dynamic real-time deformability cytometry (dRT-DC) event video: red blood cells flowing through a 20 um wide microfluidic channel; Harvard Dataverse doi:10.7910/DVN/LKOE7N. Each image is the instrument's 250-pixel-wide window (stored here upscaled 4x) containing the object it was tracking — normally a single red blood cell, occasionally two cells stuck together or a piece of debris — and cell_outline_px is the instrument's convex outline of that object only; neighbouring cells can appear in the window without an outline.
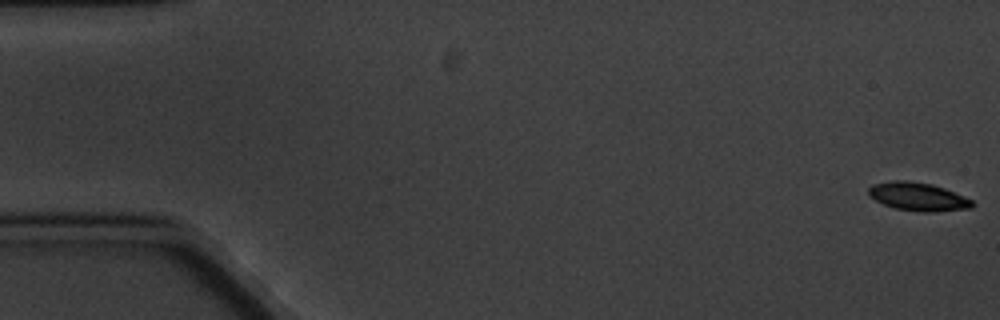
{"species": "common noctule bat (a hibernating species)", "species_latin": "Nyctalus noctula", "temperature_condition": "cold", "stored_images_in_passage": 7, "segment_of_instrument_passage": [1, 2], "camera_frame_rate_fps": 3000, "um_per_image_px": 0.085, "animal": {"sex": "male", "body_mass_g": 20.1, "forearm_length_mm": 53.5}, "frame": {"image": 1, "passage_image": 1, "time_ms": 0.0, "image_size_px": [1000, 320], "cell_outline_px": [[976, 204], [972, 208], [932, 212], [924, 212], [896, 208], [884, 204], [868, 196], [868, 188], [872, 184], [892, 180], [908, 180], [932, 184], [944, 188], [964, 196], [972, 200]], "centroid_in_image_um": [78.03, 16.7], "position_along_channel_um": 7.0, "area_um2": 17.17}}
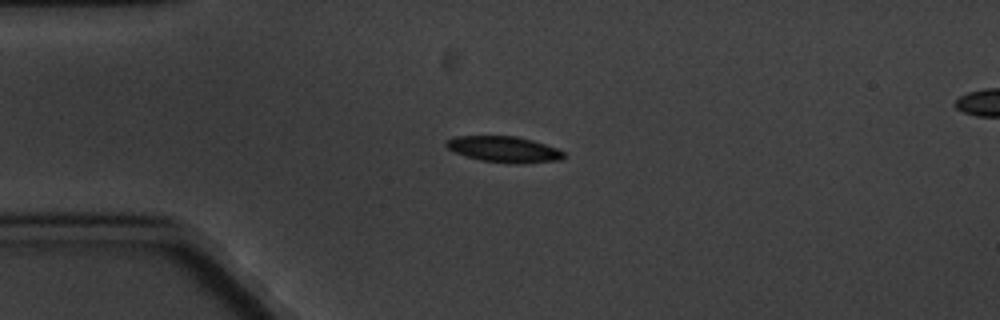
{"frame": {"image": 2, "passage_image": 5, "time_ms": 4.667, "image_size_px": [1000, 320], "cell_outline_px": [[564, 156], [560, 160], [516, 164], [480, 160], [456, 152], [448, 148], [444, 144], [448, 140], [456, 136], [516, 136], [532, 140], [556, 148], [564, 152]], "centroid_in_image_um": [42.85, 12.69], "position_along_channel_um": 42.1, "area_um2": 17.51}}